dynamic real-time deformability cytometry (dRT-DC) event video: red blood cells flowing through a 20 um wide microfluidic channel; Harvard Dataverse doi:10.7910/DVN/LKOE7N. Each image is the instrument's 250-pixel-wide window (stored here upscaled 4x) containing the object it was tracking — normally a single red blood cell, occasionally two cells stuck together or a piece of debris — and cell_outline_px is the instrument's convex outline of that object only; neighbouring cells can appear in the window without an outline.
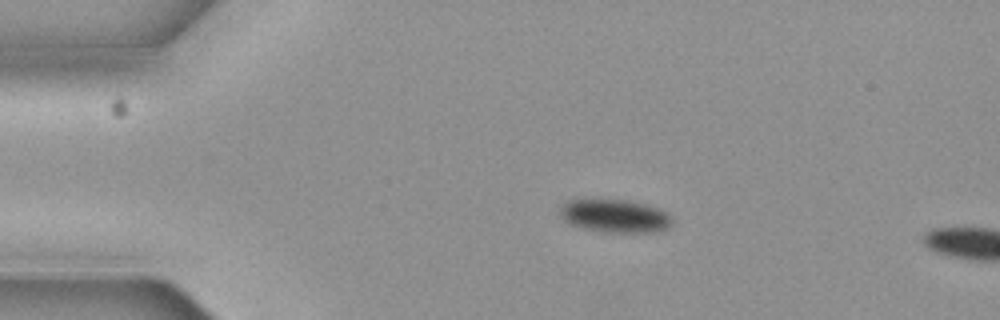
{"species": "common noctule bat (a hibernating species)", "species_latin": "Nyctalus noctula", "temperature_condition": "cold", "stored_images_in_passage": 3, "camera_frame_rate_fps": 3000, "um_per_image_px": 0.085, "animal": {"sex": "female", "body_mass_g": 19.3, "forearm_length_mm": 54.1}, "frame": {"image": 1, "passage_image": 1, "time_ms": 0.0, "image_size_px": [1000, 320], "cell_outline_px": [[672, 224], [668, 228], [656, 232], [604, 232], [584, 228], [572, 224], [564, 220], [560, 216], [560, 208], [568, 200], [632, 200], [648, 204], [660, 208], [668, 212], [672, 216]], "centroid_in_image_um": [52.34, 18.35], "position_along_channel_um": 32.7, "area_um2": 21.79}}